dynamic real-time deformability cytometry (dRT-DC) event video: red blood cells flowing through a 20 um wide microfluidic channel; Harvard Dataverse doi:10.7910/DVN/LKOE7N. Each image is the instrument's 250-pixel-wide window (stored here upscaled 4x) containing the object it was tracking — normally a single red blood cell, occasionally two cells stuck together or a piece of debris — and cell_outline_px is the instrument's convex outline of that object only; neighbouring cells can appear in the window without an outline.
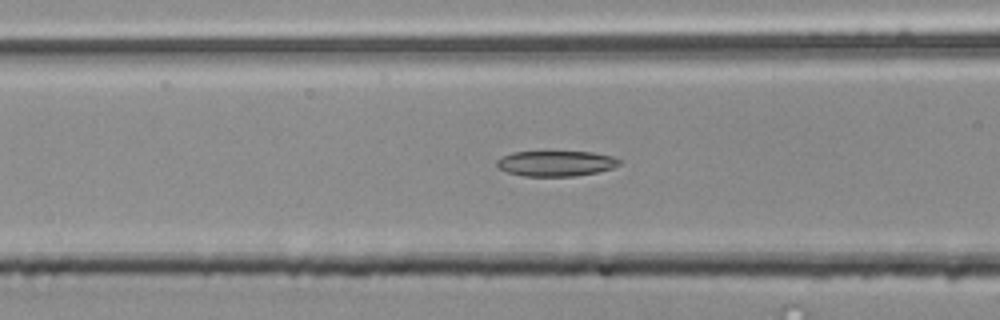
{"species": "common noctule bat (a hibernating species)", "species_latin": "Nyctalus noctula", "temperature_condition": "room temperature", "stored_images_in_passage": 40, "camera_frame_rate_fps": 3000, "um_per_image_px": 0.085, "animal": {"sex": "male", "body_mass_g": 20.4}, "frame": {"image": 1, "passage_image": 18, "time_ms": 5.667, "image_size_px": [1000, 320], "cell_outline_px": [[620, 164], [612, 168], [596, 172], [572, 176], [524, 176], [508, 172], [500, 168], [496, 164], [496, 160], [500, 156], [512, 152], [592, 152], [612, 156], [620, 160]], "centroid_in_image_um": [47.22, 13.88], "position_along_channel_um": 119.4, "area_um2": 18.03}}
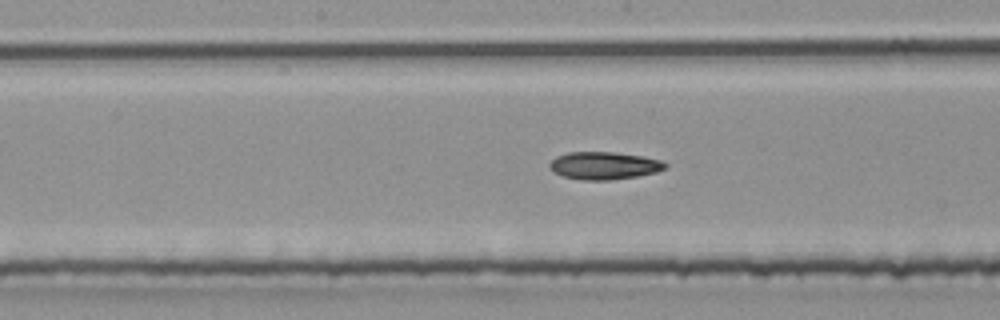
{"frame": {"image": 2, "passage_image": 24, "time_ms": 7.667, "image_size_px": [1000, 320], "cell_outline_px": [[668, 168], [656, 172], [636, 176], [608, 180], [580, 180], [564, 176], [556, 172], [548, 164], [556, 156], [568, 152], [612, 152], [644, 156], [664, 160], [668, 164]], "centroid_in_image_um": [51.41, 14.06], "position_along_channel_um": 196.8, "area_um2": 18.61}}
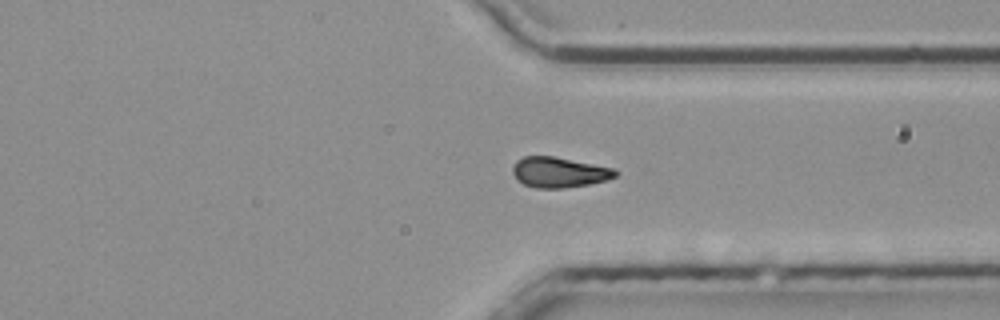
{"frame": {"image": 3, "passage_image": 37, "time_ms": 12.0, "image_size_px": [1000, 320], "cell_outline_px": [[620, 172], [616, 176], [608, 180], [588, 184], [564, 188], [536, 188], [524, 184], [516, 180], [512, 172], [512, 168], [516, 160], [524, 156], [556, 156], [616, 168]], "centroid_in_image_um": [47.55, 14.63], "position_along_channel_um": 363.8, "area_um2": 18.55}}